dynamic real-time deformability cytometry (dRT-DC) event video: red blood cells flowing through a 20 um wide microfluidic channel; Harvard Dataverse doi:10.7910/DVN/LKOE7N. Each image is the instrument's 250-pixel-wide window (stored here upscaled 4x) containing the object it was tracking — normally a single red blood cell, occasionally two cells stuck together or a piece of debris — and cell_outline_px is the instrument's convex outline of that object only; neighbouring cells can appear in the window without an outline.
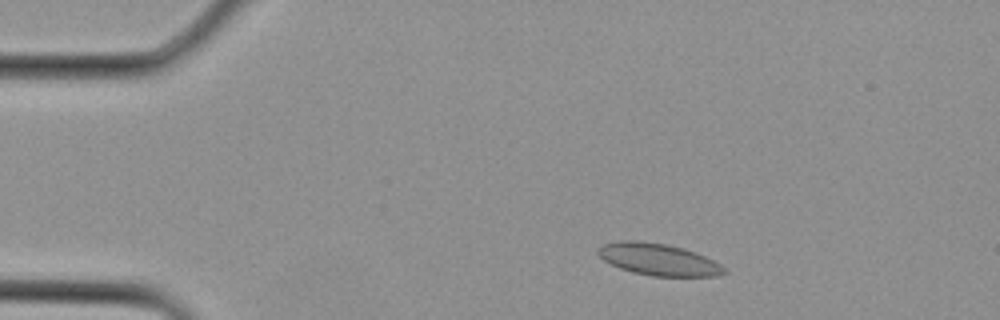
{"species": "Egyptian fruit bat (a non-hibernating species)", "species_latin": "Rousettus aegyptiacus", "temperature_condition": "cold", "stored_images_in_passage": 3, "camera_frame_rate_fps": 3000, "um_per_image_px": 0.085, "animal": {"sex": "female"}, "frame": {"image": 1, "passage_image": 2, "time_ms": 0.333, "image_size_px": [1000, 320], "cell_outline_px": [[728, 268], [724, 272], [716, 276], [652, 276], [632, 272], [620, 268], [604, 260], [596, 252], [604, 244], [616, 240], [636, 240], [664, 244], [684, 248], [696, 252]], "centroid_in_image_um": [55.96, 22.05], "position_along_channel_um": 29.0, "area_um2": 23.29}}
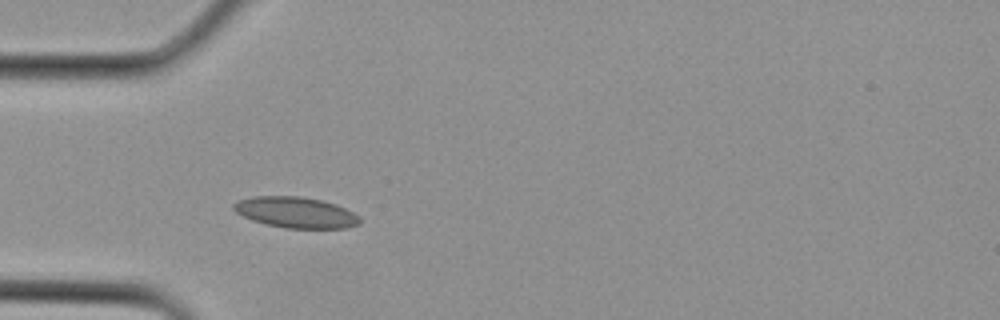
{"frame": {"image": 2, "passage_image": 3, "time_ms": 0.667, "image_size_px": [1000, 320], "cell_outline_px": [[360, 224], [344, 228], [284, 228], [252, 220], [236, 212], [232, 208], [232, 204], [236, 200], [252, 196], [300, 196], [320, 200], [336, 204], [360, 216]], "centroid_in_image_um": [25.12, 18.05], "position_along_channel_um": 59.9, "area_um2": 22.72}}